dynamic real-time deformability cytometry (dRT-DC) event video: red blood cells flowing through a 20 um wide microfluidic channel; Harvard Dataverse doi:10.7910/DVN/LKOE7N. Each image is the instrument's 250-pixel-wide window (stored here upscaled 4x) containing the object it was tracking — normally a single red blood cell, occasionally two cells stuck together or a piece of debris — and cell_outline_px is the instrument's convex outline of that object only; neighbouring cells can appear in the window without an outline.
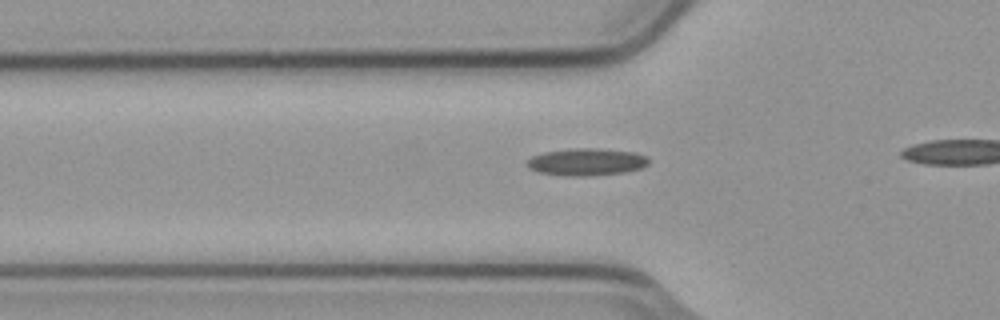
{"species": "common noctule bat (a hibernating species)", "species_latin": "Nyctalus noctula", "temperature_condition": "cold", "stored_images_in_passage": 11, "camera_frame_rate_fps": 3000, "um_per_image_px": 0.085, "animal": {"sex": "male", "body_mass_g": 23.1, "forearm_length_mm": 52.7}, "frame": {"image": 1, "passage_image": 5, "time_ms": 1.333, "image_size_px": [1000, 320], "cell_outline_px": [[648, 164], [640, 168], [624, 172], [588, 176], [564, 176], [536, 172], [528, 168], [528, 160], [532, 156], [544, 152], [572, 148], [596, 148], [636, 152], [648, 156]], "centroid_in_image_um": [49.85, 13.76], "position_along_channel_um": 76.0, "area_um2": 19.42}}
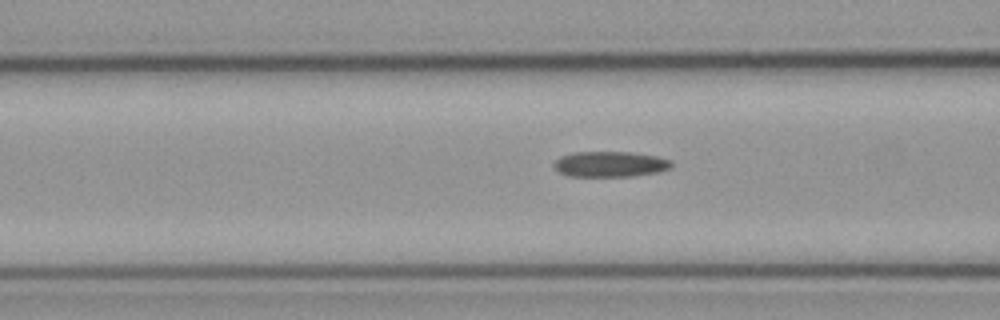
{"frame": {"image": 2, "passage_image": 8, "time_ms": 2.333, "image_size_px": [1000, 320], "cell_outline_px": [[672, 168], [656, 172], [632, 176], [568, 176], [560, 172], [552, 164], [560, 156], [572, 152], [632, 152], [656, 156], [672, 160]], "centroid_in_image_um": [51.87, 13.94], "position_along_channel_um": 114.7, "area_um2": 17.51}}